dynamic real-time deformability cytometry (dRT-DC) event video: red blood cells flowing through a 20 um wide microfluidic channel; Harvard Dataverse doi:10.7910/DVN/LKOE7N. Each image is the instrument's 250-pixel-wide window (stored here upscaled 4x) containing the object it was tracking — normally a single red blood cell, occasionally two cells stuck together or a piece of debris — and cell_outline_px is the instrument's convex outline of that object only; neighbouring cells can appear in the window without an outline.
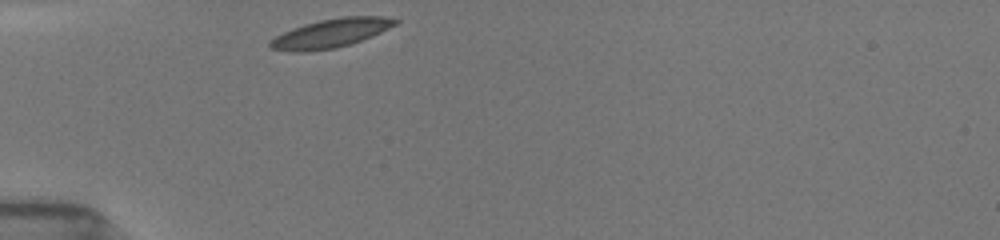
{"species": "common noctule bat (a hibernating species)", "species_latin": "Nyctalus noctula", "temperature_condition": "room temperature", "stored_images_in_passage": 3, "camera_frame_rate_fps": 3000, "um_per_image_px": 0.085, "animal": {"sex": "female", "body_mass_g": 19.5, "forearm_length_mm": 54.1}, "frame": {"image": 1, "passage_image": 1, "time_ms": 0.0, "image_size_px": [1000, 240], "cell_outline_px": [[400, 20], [396, 24], [372, 36], [336, 48], [304, 52], [292, 52], [272, 48], [268, 44], [276, 36], [292, 28], [304, 24], [320, 20], [340, 16], [384, 16]], "centroid_in_image_um": [28.12, 2.81], "position_along_channel_um": 56.9, "area_um2": 20.81}}
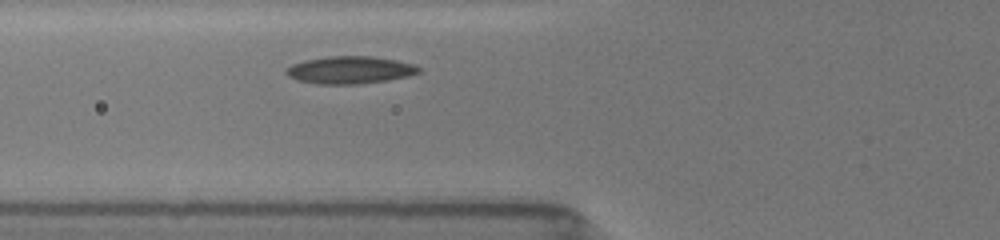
{"frame": {"image": 2, "passage_image": 3, "time_ms": 1.333, "image_size_px": [1000, 240], "cell_outline_px": [[420, 72], [408, 76], [388, 80], [360, 84], [316, 84], [296, 80], [288, 76], [284, 72], [292, 64], [304, 60], [328, 56], [372, 56], [396, 60], [416, 64], [420, 68]], "centroid_in_image_um": [29.75, 5.95], "position_along_channel_um": 96.1, "area_um2": 21.39}}